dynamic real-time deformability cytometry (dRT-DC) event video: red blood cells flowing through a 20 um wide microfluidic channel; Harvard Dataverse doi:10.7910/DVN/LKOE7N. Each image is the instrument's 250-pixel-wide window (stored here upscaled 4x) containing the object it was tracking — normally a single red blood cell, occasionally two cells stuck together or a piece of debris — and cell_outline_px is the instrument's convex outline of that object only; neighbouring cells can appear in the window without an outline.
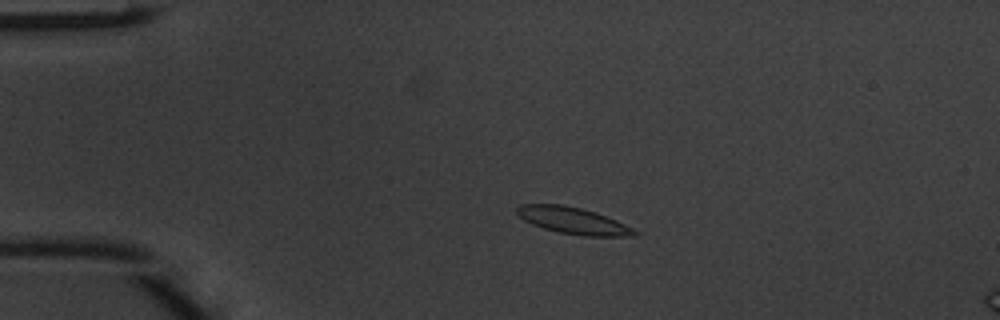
{"species": "common noctule bat (a hibernating species)", "species_latin": "Nyctalus noctula", "temperature_condition": "warm", "stored_images_in_passage": 15, "camera_frame_rate_fps": 3000, "um_per_image_px": 0.085, "animal": {"sex": "male", "body_mass_g": 20.1, "forearm_length_mm": 53.5}, "frame": {"image": 1, "passage_image": 10, "time_ms": 3.0, "image_size_px": [1000, 320], "cell_outline_px": [[640, 232], [636, 236], [580, 236], [560, 232], [544, 228], [532, 224], [524, 220], [516, 212], [516, 208], [520, 204], [564, 204], [596, 212], [616, 220]], "centroid_in_image_um": [48.72, 18.75], "position_along_channel_um": 36.3, "area_um2": 18.26}}